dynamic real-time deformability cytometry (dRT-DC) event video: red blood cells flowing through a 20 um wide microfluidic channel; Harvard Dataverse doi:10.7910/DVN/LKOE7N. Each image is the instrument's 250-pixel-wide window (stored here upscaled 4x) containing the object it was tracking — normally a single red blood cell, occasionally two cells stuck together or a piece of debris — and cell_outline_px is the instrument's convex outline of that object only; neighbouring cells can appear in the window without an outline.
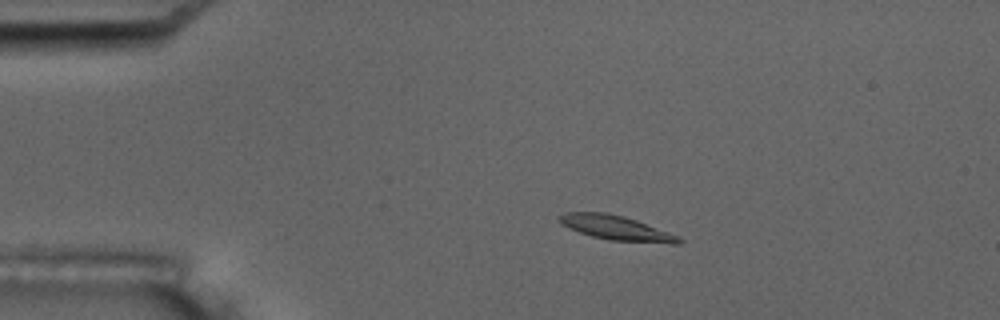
{"species": "common noctule bat (a hibernating species)", "species_latin": "Nyctalus noctula", "temperature_condition": "room temperature", "stored_images_in_passage": 3, "camera_frame_rate_fps": 3000, "um_per_image_px": 0.085, "animal": {"sex": "male", "body_mass_g": 17.5, "forearm_length_mm": 52.3}, "frame": {"image": 1, "passage_image": 1, "time_ms": 0.0, "image_size_px": [1000, 320], "cell_outline_px": [[684, 240], [680, 244], [672, 244], [612, 240], [592, 236], [580, 232], [560, 224], [560, 216], [564, 212], [604, 212], [624, 216], [636, 220], [680, 236]], "centroid_in_image_um": [52.44, 19.37], "position_along_channel_um": 32.6, "area_um2": 16.99}}